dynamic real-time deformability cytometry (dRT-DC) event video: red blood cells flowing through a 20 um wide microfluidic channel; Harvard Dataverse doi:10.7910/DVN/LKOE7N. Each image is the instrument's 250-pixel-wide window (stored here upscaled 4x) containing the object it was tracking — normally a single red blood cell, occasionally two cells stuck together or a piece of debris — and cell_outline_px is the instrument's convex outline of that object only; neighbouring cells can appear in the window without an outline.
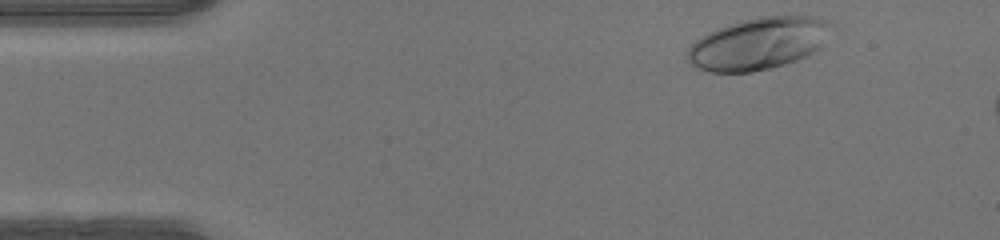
{"species": "human", "species_latin": "Homo sapiens", "temperature_condition": "warm", "stored_images_in_passage": 42, "camera_frame_rate_fps": 3000, "um_per_image_px": 0.085, "donor": {"sex": "male"}, "frame": {"image": 1, "passage_image": 2, "time_ms": 0.333, "image_size_px": [1000, 240], "cell_outline_px": [[832, 24], [820, 48], [796, 60], [784, 64], [752, 72], [708, 72], [692, 64], [688, 60], [688, 48], [696, 40], [708, 32], [716, 28], [744, 20], [760, 16], [812, 16], [824, 20]], "centroid_in_image_um": [64.44, 3.7], "position_along_channel_um": 20.6, "area_um2": 42.95}}
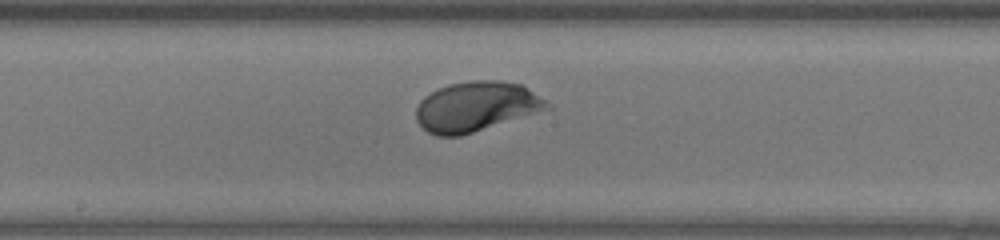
{"frame": {"image": 2, "passage_image": 21, "time_ms": 6.667, "image_size_px": [1000, 240], "cell_outline_px": [[552, 108], [460, 136], [436, 136], [428, 132], [416, 120], [416, 108], [420, 100], [424, 96], [436, 88], [448, 84], [472, 80], [500, 80], [520, 84], [552, 104]], "centroid_in_image_um": [40.45, 9.05], "position_along_channel_um": 207.7, "area_um2": 38.09}}
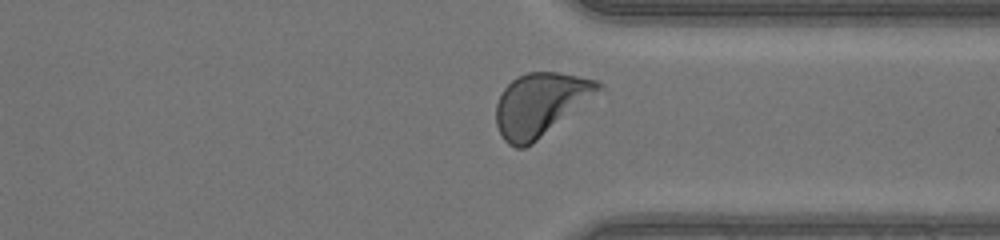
{"frame": {"image": 3, "passage_image": 32, "time_ms": 10.333, "image_size_px": [1000, 240], "cell_outline_px": [[600, 88], [532, 144], [524, 148], [516, 148], [508, 144], [504, 140], [496, 124], [496, 104], [504, 88], [516, 76], [528, 72], [556, 72], [596, 80], [600, 84]], "centroid_in_image_um": [45.81, 8.87], "position_along_channel_um": 365.6, "area_um2": 36.18}}